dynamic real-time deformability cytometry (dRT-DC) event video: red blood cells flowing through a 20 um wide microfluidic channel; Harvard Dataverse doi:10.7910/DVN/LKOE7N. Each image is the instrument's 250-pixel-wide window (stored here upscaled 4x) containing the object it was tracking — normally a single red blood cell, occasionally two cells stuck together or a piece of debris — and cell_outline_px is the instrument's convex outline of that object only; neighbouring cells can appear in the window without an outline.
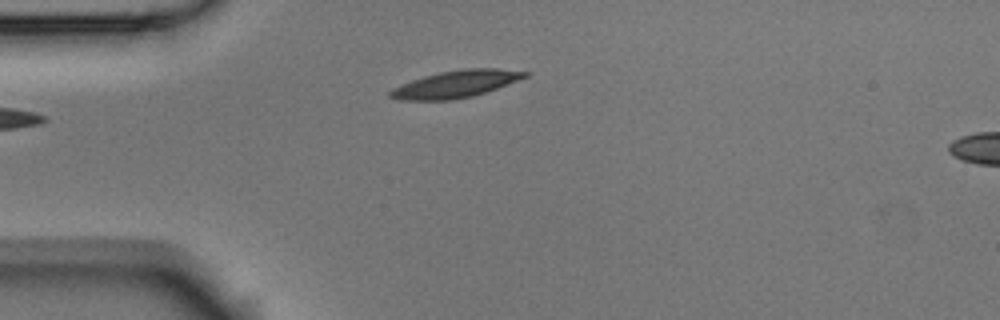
{"species": "Egyptian fruit bat (a non-hibernating species)", "species_latin": "Rousettus aegyptiacus", "temperature_condition": "room temperature", "stored_images_in_passage": 6, "camera_frame_rate_fps": 3000, "um_per_image_px": 0.085, "animal": {"sex": "male"}, "frame": {"image": 1, "passage_image": 1, "time_ms": 0.0, "image_size_px": [1000, 320], "cell_outline_px": [[532, 72], [528, 76], [496, 88], [472, 96], [448, 100], [400, 100], [388, 96], [388, 92], [392, 88], [412, 80], [424, 76], [440, 72], [464, 68], [496, 68]], "centroid_in_image_um": [38.73, 7.13], "position_along_channel_um": 46.3, "area_um2": 21.1}}
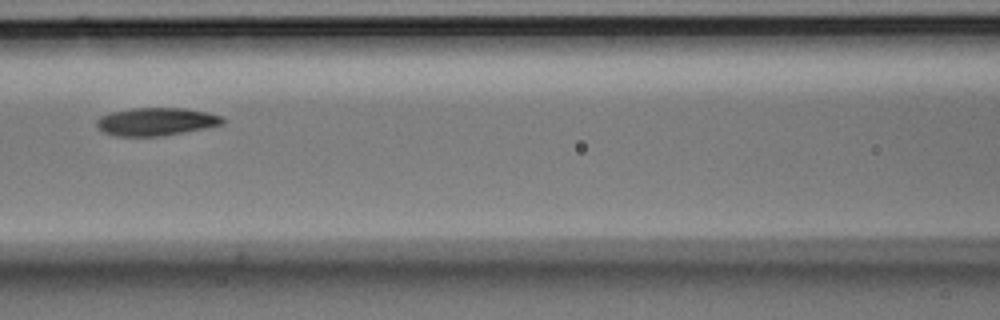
{"frame": {"image": 2, "passage_image": 4, "time_ms": 1.0, "image_size_px": [1000, 320], "cell_outline_px": [[224, 124], [184, 132], [160, 136], [116, 136], [104, 132], [96, 124], [96, 120], [100, 116], [112, 112], [132, 108], [184, 108], [208, 112], [220, 116], [224, 120]], "centroid_in_image_um": [13.27, 10.33], "position_along_channel_um": 153.3, "area_um2": 20.35}}
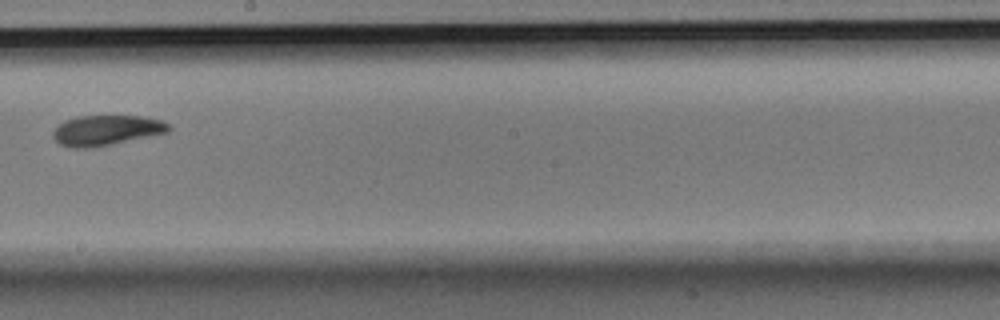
{"frame": {"image": 3, "passage_image": 6, "time_ms": 1.667, "image_size_px": [1000, 320], "cell_outline_px": [[172, 128], [168, 132], [92, 148], [72, 148], [60, 144], [52, 136], [52, 132], [64, 120], [76, 116], [144, 116], [160, 120], [168, 124]], "centroid_in_image_um": [9.02, 11.07], "position_along_channel_um": 239.2, "area_um2": 20.29}}